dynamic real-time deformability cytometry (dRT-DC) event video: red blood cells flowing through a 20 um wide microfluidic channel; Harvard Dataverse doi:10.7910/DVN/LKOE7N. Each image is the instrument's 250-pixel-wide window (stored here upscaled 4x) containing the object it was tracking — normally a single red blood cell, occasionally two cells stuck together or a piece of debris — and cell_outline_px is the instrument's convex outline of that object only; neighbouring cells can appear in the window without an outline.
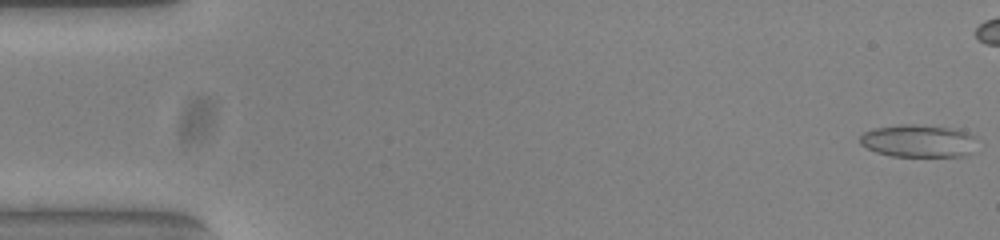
{"species": "common noctule bat (a hibernating species)", "species_latin": "Nyctalus noctula", "temperature_condition": "warm", "stored_images_in_passage": 44, "camera_frame_rate_fps": 3000, "um_per_image_px": 0.085, "animal": {"sex": "female", "body_mass_g": 23.0, "forearm_length_mm": 53.4}, "frame": {"image": 1, "passage_image": 1, "time_ms": 0.0, "image_size_px": [1000, 240], "cell_outline_px": [[976, 136], [972, 152], [964, 156], [892, 156], [876, 152], [860, 144], [860, 136], [864, 132], [876, 128], [904, 124], [912, 124], [960, 128]], "centroid_in_image_um": [78.1, 11.97], "position_along_channel_um": 6.9, "area_um2": 22.37}}
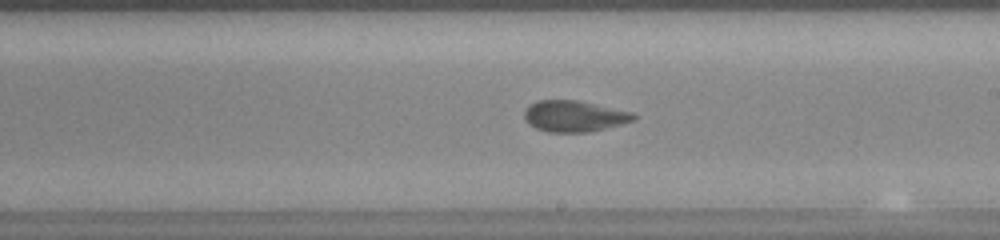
{"frame": {"image": 2, "passage_image": 31, "time_ms": 10.0, "image_size_px": [1000, 240], "cell_outline_px": [[636, 120], [588, 132], [548, 132], [536, 128], [528, 124], [524, 116], [524, 108], [528, 104], [536, 100], [576, 100], [632, 112], [636, 116]], "centroid_in_image_um": [48.75, 9.87], "position_along_channel_um": 240.3, "area_um2": 19.83}}
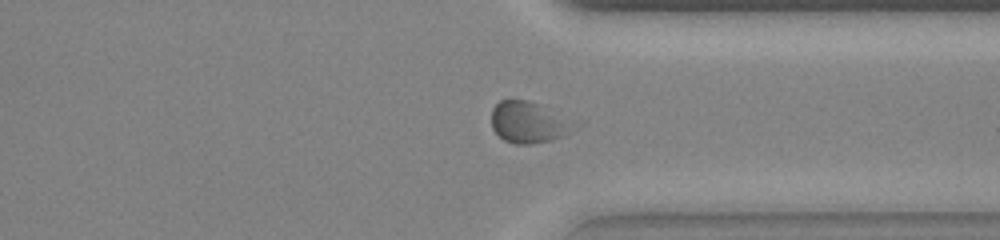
{"frame": {"image": 3, "passage_image": 41, "time_ms": 13.333, "image_size_px": [1000, 240], "cell_outline_px": [[564, 132], [560, 136], [552, 140], [528, 144], [516, 144], [504, 140], [492, 128], [492, 108], [500, 100], [528, 100], [536, 104]], "centroid_in_image_um": [44.47, 10.43], "position_along_channel_um": 366.9, "area_um2": 16.88}}